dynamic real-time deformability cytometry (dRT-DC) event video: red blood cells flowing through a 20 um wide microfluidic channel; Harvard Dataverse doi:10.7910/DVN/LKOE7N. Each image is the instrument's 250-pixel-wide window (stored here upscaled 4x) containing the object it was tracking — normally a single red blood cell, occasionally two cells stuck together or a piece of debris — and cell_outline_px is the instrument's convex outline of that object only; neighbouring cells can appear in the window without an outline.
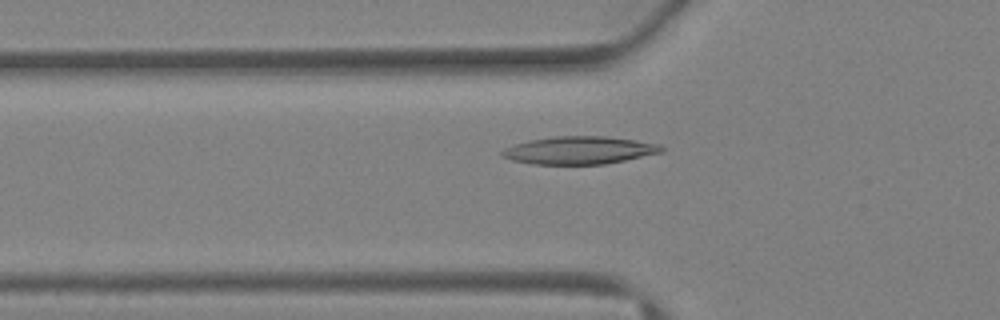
{"species": "Egyptian fruit bat (a non-hibernating species)", "species_latin": "Rousettus aegyptiacus", "temperature_condition": "warm", "stored_images_in_passage": 41, "camera_frame_rate_fps": 3000, "um_per_image_px": 0.085, "animal": {"sex": "female"}, "frame": {"image": 1, "passage_image": 15, "time_ms": 4.667, "image_size_px": [1000, 320], "cell_outline_px": [[664, 152], [604, 164], [532, 164], [512, 160], [500, 156], [500, 152], [504, 148], [516, 144], [532, 140], [556, 136], [604, 136], [636, 140], [660, 144], [664, 148]], "centroid_in_image_um": [49.25, 12.77], "position_along_channel_um": 76.5, "area_um2": 25.66}}
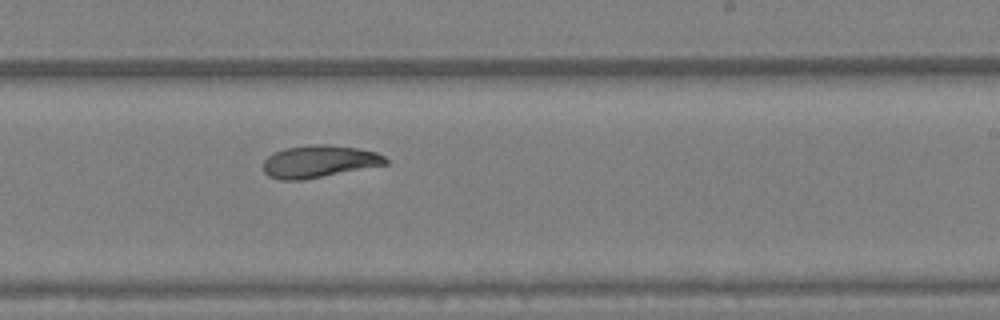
{"frame": {"image": 2, "passage_image": 26, "time_ms": 8.333, "image_size_px": [1000, 320], "cell_outline_px": [[388, 164], [300, 180], [280, 180], [268, 176], [264, 172], [264, 160], [272, 152], [284, 148], [316, 144], [328, 144], [356, 148], [376, 152], [384, 156], [388, 160]], "centroid_in_image_um": [27.09, 13.72], "position_along_channel_um": 261.9, "area_um2": 22.89}}
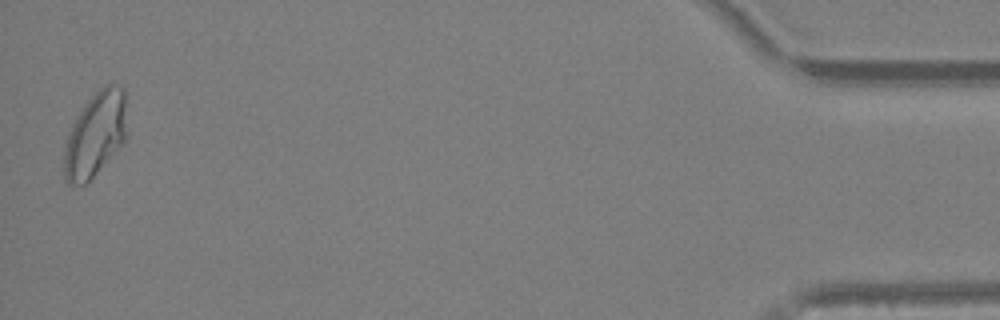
{"frame": {"image": 3, "passage_image": 41, "time_ms": 13.333, "image_size_px": [1000, 320], "cell_outline_px": [[128, 136], [96, 172], [84, 184], [68, 184], [64, 180], [64, 148], [72, 124], [76, 116], [88, 100], [104, 84], [120, 84], [124, 88]], "centroid_in_image_um": [8.12, 11.38], "position_along_channel_um": 427.1, "area_um2": 30.81}}